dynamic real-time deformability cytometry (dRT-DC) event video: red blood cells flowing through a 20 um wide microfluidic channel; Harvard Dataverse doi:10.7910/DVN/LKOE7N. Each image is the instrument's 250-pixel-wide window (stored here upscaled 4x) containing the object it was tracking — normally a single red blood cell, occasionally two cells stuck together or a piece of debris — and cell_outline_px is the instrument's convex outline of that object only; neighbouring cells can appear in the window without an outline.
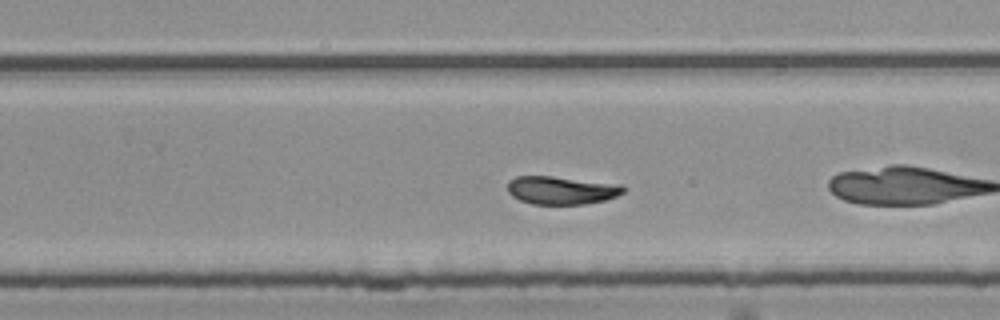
{"species": "common noctule bat (a hibernating species)", "species_latin": "Nyctalus noctula", "temperature_condition": "room temperature", "stored_images_in_passage": 32, "camera_frame_rate_fps": 3000, "um_per_image_px": 0.085, "animal": {"sex": "female", "body_mass_g": 25.1}, "frame": {"image": 1, "passage_image": 14, "time_ms": 4.333, "image_size_px": [1000, 320], "cell_outline_px": [[628, 188], [624, 192], [616, 196], [604, 200], [584, 204], [532, 204], [520, 200], [512, 196], [508, 192], [508, 180], [516, 176], [552, 176], [620, 184]], "centroid_in_image_um": [47.72, 16.16], "position_along_channel_um": 282.1, "area_um2": 19.02}, "authors_computed_cell_mechanics": {"area_um2": 19.5942, "velocity_mm_per_s": 3.7436, "shape_relaxation_time_tau1_ms": 2.3257, "shape_relaxation_time_tau2_ms": 0.5246, "deformation_change_tau1": 0.1158, "deformation_change_tau2": 0.0705}}